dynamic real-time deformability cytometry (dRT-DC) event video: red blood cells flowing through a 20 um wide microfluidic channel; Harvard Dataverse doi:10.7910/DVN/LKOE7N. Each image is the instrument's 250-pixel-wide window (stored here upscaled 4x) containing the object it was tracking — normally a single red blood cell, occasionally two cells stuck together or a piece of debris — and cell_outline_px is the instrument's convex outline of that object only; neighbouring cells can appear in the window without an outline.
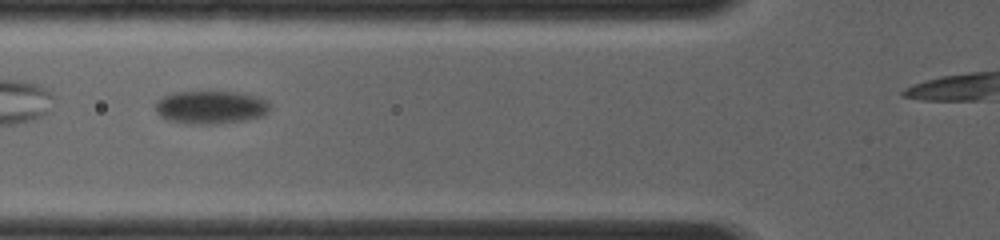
{"species": "common noctule bat (a hibernating species)", "species_latin": "Nyctalus noctula", "temperature_condition": "room temperature", "stored_images_in_passage": 17, "camera_frame_rate_fps": 4000, "um_per_image_px": 0.085, "animal": {"sex": "female", "body_mass_g": 19.0, "forearm_length_mm": 56.7}, "frame": {"image": 1, "passage_image": 8, "time_ms": 1.5, "image_size_px": [1000, 240], "cell_outline_px": [[268, 112], [264, 116], [244, 120], [212, 124], [200, 124], [168, 120], [160, 116], [156, 112], [156, 100], [172, 92], [236, 92], [256, 96], [268, 100]], "centroid_in_image_um": [17.91, 9.11], "position_along_channel_um": 107.9, "area_um2": 21.91}}